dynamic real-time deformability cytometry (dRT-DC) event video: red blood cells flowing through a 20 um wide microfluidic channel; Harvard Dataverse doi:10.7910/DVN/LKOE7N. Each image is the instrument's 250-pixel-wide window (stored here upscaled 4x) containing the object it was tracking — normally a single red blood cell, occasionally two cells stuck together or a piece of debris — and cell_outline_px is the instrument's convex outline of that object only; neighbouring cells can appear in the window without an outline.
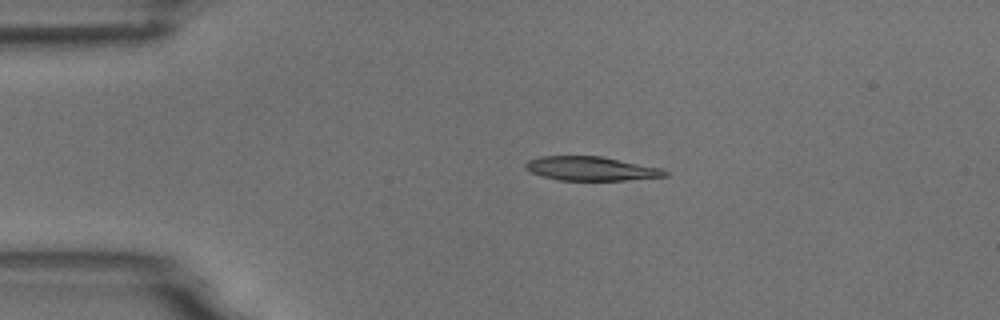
{"species": "common noctule bat (a hibernating species)", "species_latin": "Nyctalus noctula", "temperature_condition": "room temperature", "stored_images_in_passage": 3, "camera_frame_rate_fps": 3000, "um_per_image_px": 0.085, "animal": {"sex": "male", "body_mass_g": 18.8}, "frame": {"image": 1, "passage_image": 2, "time_ms": 1.333, "image_size_px": [1000, 320], "cell_outline_px": [[668, 176], [628, 180], [560, 180], [544, 176], [532, 172], [524, 168], [524, 164], [528, 160], [540, 156], [600, 156], [660, 168], [668, 172]], "centroid_in_image_um": [50.22, 14.33], "position_along_channel_um": 34.8, "area_um2": 19.31}}